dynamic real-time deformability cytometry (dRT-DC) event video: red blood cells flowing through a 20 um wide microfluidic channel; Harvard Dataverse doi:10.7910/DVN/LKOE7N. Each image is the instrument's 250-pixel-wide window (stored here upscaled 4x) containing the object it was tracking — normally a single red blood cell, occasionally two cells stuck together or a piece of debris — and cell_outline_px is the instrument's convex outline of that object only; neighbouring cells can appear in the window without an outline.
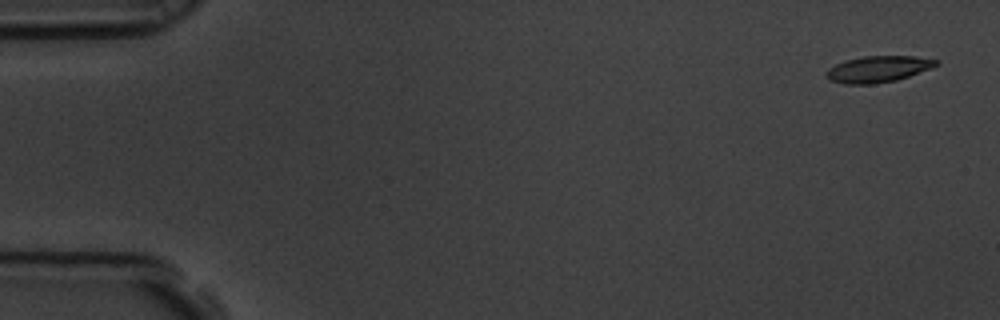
{"species": "common noctule bat (a hibernating species)", "species_latin": "Nyctalus noctula", "temperature_condition": "room temperature", "stored_images_in_passage": 15, "camera_frame_rate_fps": 3000, "um_per_image_px": 0.085, "animal": {"sex": "male", "body_mass_g": 19.5, "forearm_length_mm": 54.6}, "frame": {"image": 1, "passage_image": 1, "time_ms": 0.0, "image_size_px": [1000, 320], "cell_outline_px": [[940, 64], [932, 68], [896, 80], [872, 84], [844, 84], [828, 80], [828, 68], [844, 60], [864, 56], [912, 56], [940, 60]], "centroid_in_image_um": [74.66, 5.87], "position_along_channel_um": 10.3, "area_um2": 16.82}}
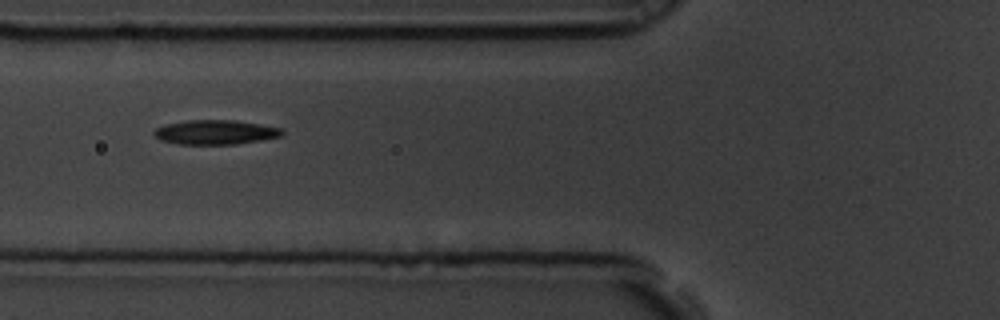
{"frame": {"image": 2, "passage_image": 6, "time_ms": 1.667, "image_size_px": [1000, 320], "cell_outline_px": [[284, 136], [264, 140], [236, 144], [180, 144], [160, 140], [152, 132], [156, 128], [164, 124], [188, 120], [236, 120], [284, 128]], "centroid_in_image_um": [18.37, 11.23], "position_along_channel_um": 107.4, "area_um2": 18.5}}
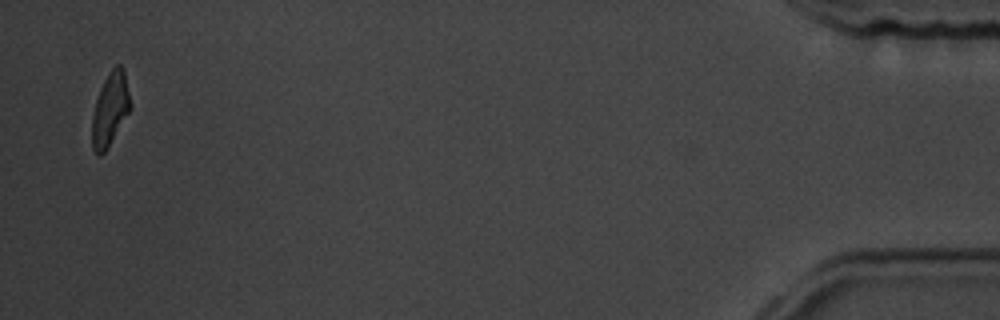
{"frame": {"image": 3, "passage_image": 15, "time_ms": 4.667, "image_size_px": [1000, 320], "cell_outline_px": [[128, 112], [108, 148], [100, 156], [92, 148], [92, 116], [96, 100], [100, 88], [108, 72], [116, 64], [120, 64], [124, 68], [128, 92]], "centroid_in_image_um": [9.32, 9.27], "position_along_channel_um": 425.9, "area_um2": 15.9}}